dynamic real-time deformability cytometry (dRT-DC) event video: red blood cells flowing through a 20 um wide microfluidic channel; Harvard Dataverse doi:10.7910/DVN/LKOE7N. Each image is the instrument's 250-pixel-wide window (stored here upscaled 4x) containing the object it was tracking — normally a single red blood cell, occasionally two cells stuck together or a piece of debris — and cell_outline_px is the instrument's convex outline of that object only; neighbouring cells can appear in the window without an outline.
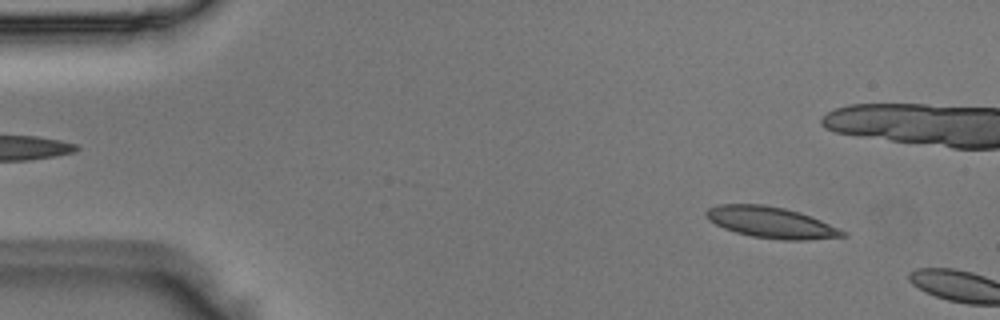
{"species": "Egyptian fruit bat (a non-hibernating species)", "species_latin": "Rousettus aegyptiacus", "temperature_condition": "room temperature", "stored_images_in_passage": 2, "camera_frame_rate_fps": 3000, "um_per_image_px": 0.085, "animal": {"sex": "male"}, "frame": {"image": 1, "passage_image": 1, "time_ms": 0.0, "image_size_px": [1000, 320], "cell_outline_px": [[848, 236], [808, 240], [784, 240], [752, 236], [736, 232], [724, 228], [708, 220], [704, 212], [708, 208], [720, 204], [764, 204], [784, 208], [800, 212], [820, 220], [848, 232]], "centroid_in_image_um": [65.56, 18.9], "position_along_channel_um": 19.4, "area_um2": 24.8}}